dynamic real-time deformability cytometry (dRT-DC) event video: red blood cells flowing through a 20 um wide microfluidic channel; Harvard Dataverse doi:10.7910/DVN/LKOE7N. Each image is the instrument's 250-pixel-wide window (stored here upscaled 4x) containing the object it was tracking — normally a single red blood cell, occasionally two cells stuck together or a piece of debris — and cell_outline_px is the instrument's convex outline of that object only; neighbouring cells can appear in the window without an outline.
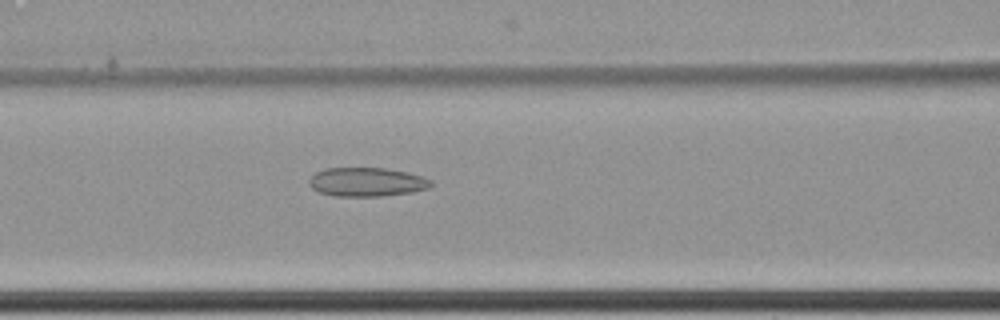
{"species": "common noctule bat (a hibernating species)", "species_latin": "Nyctalus noctula", "temperature_condition": "cold", "stored_images_in_passage": 4, "camera_frame_rate_fps": 3000, "um_per_image_px": 0.085, "animal": {"sex": "female", "body_mass_g": 22.7, "forearm_length_mm": 54.2}, "frame": {"image": 1, "passage_image": 4, "time_ms": 1.0, "image_size_px": [1000, 320], "cell_outline_px": [[432, 184], [428, 188], [412, 192], [384, 196], [332, 196], [316, 192], [308, 184], [308, 180], [316, 172], [324, 168], [384, 168], [408, 172], [432, 180]], "centroid_in_image_um": [31.13, 15.47], "position_along_channel_um": 135.5, "area_um2": 20.69}}